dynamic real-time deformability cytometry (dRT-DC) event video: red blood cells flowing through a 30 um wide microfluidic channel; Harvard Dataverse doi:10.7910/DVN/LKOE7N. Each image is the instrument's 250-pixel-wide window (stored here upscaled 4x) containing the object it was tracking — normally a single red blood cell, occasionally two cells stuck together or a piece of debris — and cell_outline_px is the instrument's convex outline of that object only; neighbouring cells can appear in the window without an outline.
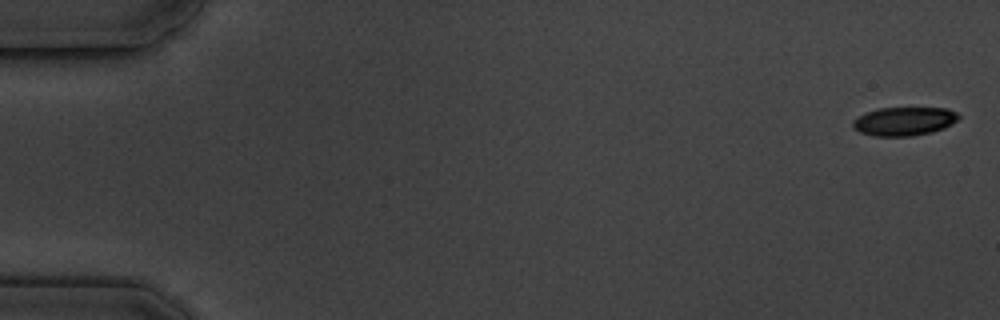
{"species": "common noctule bat (a hibernating species)", "species_latin": "Nyctalus noctula", "temperature_condition": "cold", "stored_images_in_passage": 7, "camera_frame_rate_fps": 3000, "um_per_image_px": 0.085, "animal": {"sex": "male", "body_mass_g": 19.5, "forearm_length_mm": 54.6}, "frame": {"image": 1, "passage_image": 1, "time_ms": 0.0, "image_size_px": [1000, 320], "cell_outline_px": [[960, 116], [952, 124], [944, 128], [932, 132], [912, 136], [872, 136], [860, 132], [852, 128], [852, 120], [864, 112], [880, 108], [948, 108], [956, 112]], "centroid_in_image_um": [76.81, 10.31], "position_along_channel_um": 8.2, "area_um2": 17.8}}
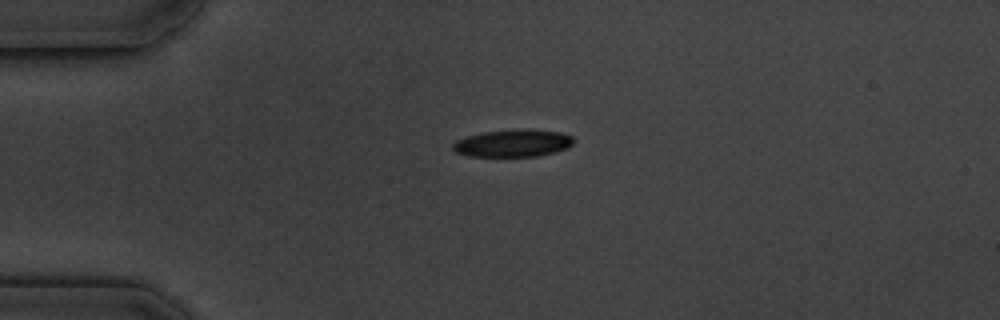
{"frame": {"image": 2, "passage_image": 5, "time_ms": 4.333, "image_size_px": [1000, 320], "cell_outline_px": [[576, 140], [568, 148], [556, 152], [536, 156], [468, 156], [456, 152], [452, 148], [452, 144], [456, 140], [468, 136], [484, 132], [560, 132], [572, 136]], "centroid_in_image_um": [43.59, 12.23], "position_along_channel_um": 41.4, "area_um2": 18.26}}